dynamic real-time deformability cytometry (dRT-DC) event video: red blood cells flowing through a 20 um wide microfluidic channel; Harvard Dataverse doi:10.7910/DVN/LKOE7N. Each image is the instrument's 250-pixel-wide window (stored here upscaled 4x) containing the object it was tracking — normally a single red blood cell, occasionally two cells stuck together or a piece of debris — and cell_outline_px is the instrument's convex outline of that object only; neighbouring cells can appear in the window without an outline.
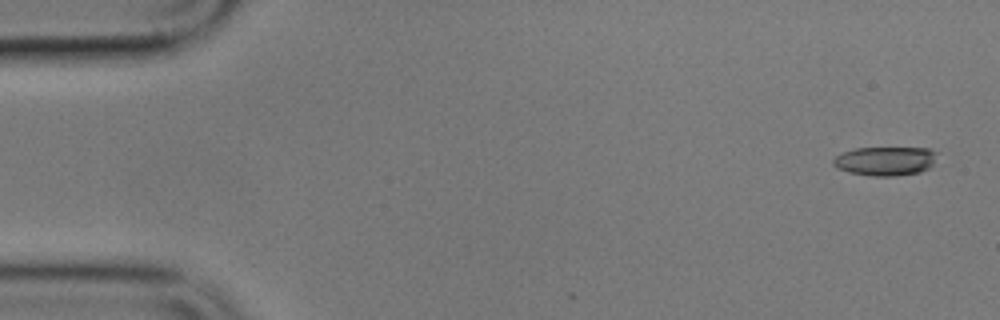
{"species": "common noctule bat (a hibernating species)", "species_latin": "Nyctalus noctula", "temperature_condition": "cold", "stored_images_in_passage": 5, "camera_frame_rate_fps": 3000, "um_per_image_px": 0.085, "animal": {"sex": "male", "body_mass_g": 17.9}, "frame": {"image": 1, "passage_image": 1, "time_ms": 0.0, "image_size_px": [1000, 320], "cell_outline_px": [[936, 152], [932, 164], [928, 168], [920, 172], [896, 176], [872, 176], [848, 172], [836, 168], [832, 164], [832, 160], [836, 156], [844, 152], [856, 148], [928, 148]], "centroid_in_image_um": [75.21, 13.69], "position_along_channel_um": 9.8, "area_um2": 17.46}}
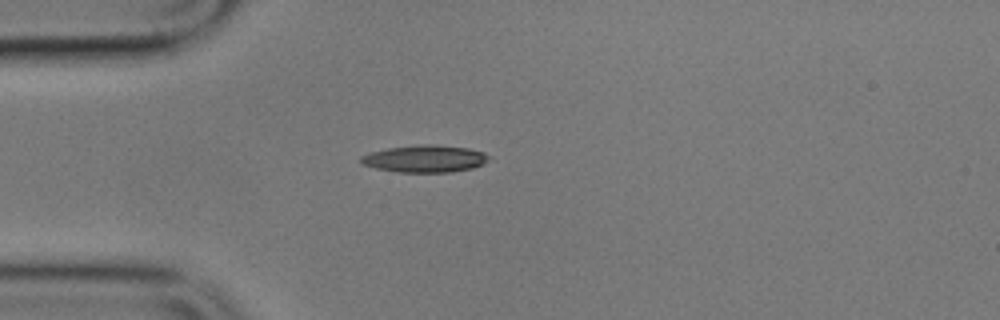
{"frame": {"image": 2, "passage_image": 4, "time_ms": 4.333, "image_size_px": [1000, 320], "cell_outline_px": [[492, 160], [484, 164], [472, 168], [452, 172], [396, 172], [376, 168], [360, 164], [360, 156], [372, 152], [388, 148], [420, 144], [436, 144], [468, 148], [484, 152], [492, 156]], "centroid_in_image_um": [36.17, 13.49], "position_along_channel_um": 48.8, "area_um2": 20.58}}